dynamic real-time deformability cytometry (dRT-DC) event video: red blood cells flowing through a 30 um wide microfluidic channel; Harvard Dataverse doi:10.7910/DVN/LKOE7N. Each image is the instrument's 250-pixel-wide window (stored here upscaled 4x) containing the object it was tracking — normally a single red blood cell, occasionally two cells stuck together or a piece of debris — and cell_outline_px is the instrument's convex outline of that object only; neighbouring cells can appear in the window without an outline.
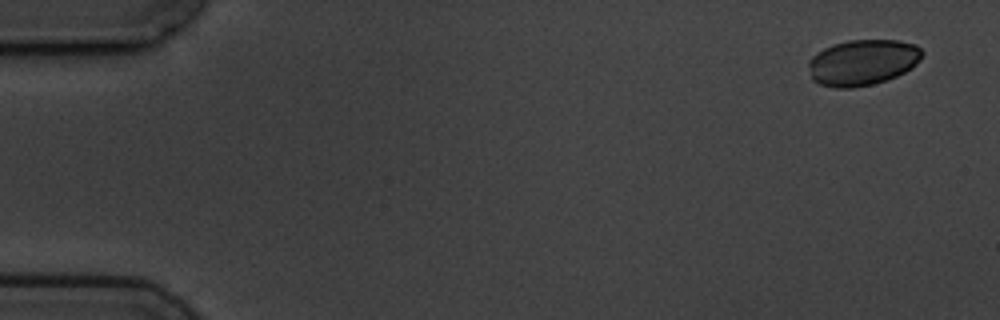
{"species": "common noctule bat (a hibernating species)", "species_latin": "Nyctalus noctula", "temperature_condition": "cold", "stored_images_in_passage": 5, "camera_frame_rate_fps": 3000, "um_per_image_px": 0.085, "animal": {"sex": "male", "body_mass_g": 19.5, "forearm_length_mm": 54.6}, "frame": {"image": 1, "passage_image": 1, "time_ms": 0.0, "image_size_px": [1000, 320], "cell_outline_px": [[924, 52], [920, 60], [912, 68], [888, 80], [872, 84], [852, 88], [836, 88], [820, 84], [812, 80], [808, 64], [808, 60], [816, 52], [832, 44], [848, 40], [900, 40], [916, 44]], "centroid_in_image_um": [73.32, 5.3], "position_along_channel_um": 11.7, "area_um2": 30.69}}